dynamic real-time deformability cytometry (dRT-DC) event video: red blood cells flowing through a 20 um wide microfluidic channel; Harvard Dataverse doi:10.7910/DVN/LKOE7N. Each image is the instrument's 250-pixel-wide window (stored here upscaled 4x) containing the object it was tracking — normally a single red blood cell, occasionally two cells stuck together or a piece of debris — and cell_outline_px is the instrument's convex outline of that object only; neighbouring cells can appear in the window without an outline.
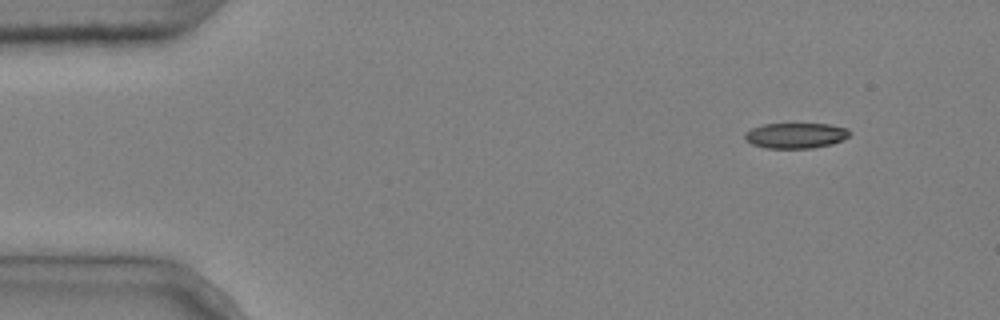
{"species": "common noctule bat (a hibernating species)", "species_latin": "Nyctalus noctula", "temperature_condition": "cold", "stored_images_in_passage": 3, "camera_frame_rate_fps": 3000, "um_per_image_px": 0.085, "animal": {"sex": "male", "body_mass_g": 20.4}, "frame": {"image": 1, "passage_image": 1, "time_ms": 0.0, "image_size_px": [1000, 320], "cell_outline_px": [[852, 132], [848, 136], [832, 144], [812, 148], [764, 148], [752, 144], [744, 140], [744, 136], [752, 128], [764, 124], [828, 124], [848, 128]], "centroid_in_image_um": [67.64, 11.52], "position_along_channel_um": 17.4, "area_um2": 15.49}}
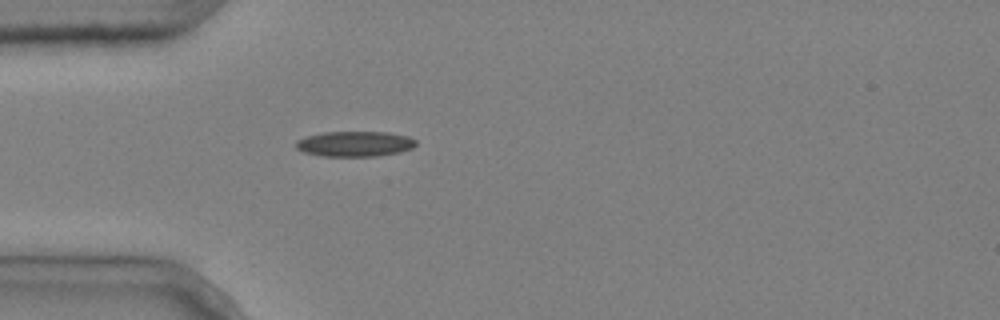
{"frame": {"image": 2, "passage_image": 3, "time_ms": 0.667, "image_size_px": [1000, 320], "cell_outline_px": [[416, 144], [412, 148], [400, 152], [376, 156], [324, 156], [304, 152], [296, 148], [296, 140], [308, 136], [324, 132], [388, 132], [408, 136], [416, 140]], "centroid_in_image_um": [30.18, 12.22], "position_along_channel_um": 54.8, "area_um2": 17.63}}